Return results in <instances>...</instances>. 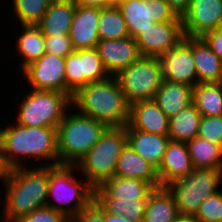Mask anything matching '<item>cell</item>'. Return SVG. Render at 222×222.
<instances>
[{
    "label": "cell",
    "instance_id": "6da1fadb",
    "mask_svg": "<svg viewBox=\"0 0 222 222\" xmlns=\"http://www.w3.org/2000/svg\"><path fill=\"white\" fill-rule=\"evenodd\" d=\"M5 123L7 126L4 125ZM5 123L0 124V167L2 171L26 167V165H30V161H33L32 165L35 164L33 166L59 165L57 128L30 127L19 125L14 121ZM34 159L35 162H40V165L34 163Z\"/></svg>",
    "mask_w": 222,
    "mask_h": 222
},
{
    "label": "cell",
    "instance_id": "7a4b0ae2",
    "mask_svg": "<svg viewBox=\"0 0 222 222\" xmlns=\"http://www.w3.org/2000/svg\"><path fill=\"white\" fill-rule=\"evenodd\" d=\"M0 182L5 190L0 222H16L47 206L49 166L30 165L3 171Z\"/></svg>",
    "mask_w": 222,
    "mask_h": 222
},
{
    "label": "cell",
    "instance_id": "3957f363",
    "mask_svg": "<svg viewBox=\"0 0 222 222\" xmlns=\"http://www.w3.org/2000/svg\"><path fill=\"white\" fill-rule=\"evenodd\" d=\"M71 103L77 112L107 127H125L129 122L130 104L115 76L88 83L72 96Z\"/></svg>",
    "mask_w": 222,
    "mask_h": 222
},
{
    "label": "cell",
    "instance_id": "277c9868",
    "mask_svg": "<svg viewBox=\"0 0 222 222\" xmlns=\"http://www.w3.org/2000/svg\"><path fill=\"white\" fill-rule=\"evenodd\" d=\"M154 189L146 181L112 176L94 188V199L106 213L143 222L147 199Z\"/></svg>",
    "mask_w": 222,
    "mask_h": 222
},
{
    "label": "cell",
    "instance_id": "5b68a950",
    "mask_svg": "<svg viewBox=\"0 0 222 222\" xmlns=\"http://www.w3.org/2000/svg\"><path fill=\"white\" fill-rule=\"evenodd\" d=\"M106 128L104 123L71 107L57 127L59 165H77L99 141Z\"/></svg>",
    "mask_w": 222,
    "mask_h": 222
},
{
    "label": "cell",
    "instance_id": "8992f818",
    "mask_svg": "<svg viewBox=\"0 0 222 222\" xmlns=\"http://www.w3.org/2000/svg\"><path fill=\"white\" fill-rule=\"evenodd\" d=\"M79 175L76 165L49 166L47 206L69 219L94 198V188Z\"/></svg>",
    "mask_w": 222,
    "mask_h": 222
},
{
    "label": "cell",
    "instance_id": "52a82bcc",
    "mask_svg": "<svg viewBox=\"0 0 222 222\" xmlns=\"http://www.w3.org/2000/svg\"><path fill=\"white\" fill-rule=\"evenodd\" d=\"M25 91L27 94L21 95L16 104L17 116L12 120L19 125L57 128L72 107L71 97L66 93L29 88Z\"/></svg>",
    "mask_w": 222,
    "mask_h": 222
},
{
    "label": "cell",
    "instance_id": "ba28073f",
    "mask_svg": "<svg viewBox=\"0 0 222 222\" xmlns=\"http://www.w3.org/2000/svg\"><path fill=\"white\" fill-rule=\"evenodd\" d=\"M127 144L125 127H107L99 141L77 163L79 173L93 187L114 176L117 161Z\"/></svg>",
    "mask_w": 222,
    "mask_h": 222
},
{
    "label": "cell",
    "instance_id": "9c48e42d",
    "mask_svg": "<svg viewBox=\"0 0 222 222\" xmlns=\"http://www.w3.org/2000/svg\"><path fill=\"white\" fill-rule=\"evenodd\" d=\"M221 184L222 170L193 168L186 177L165 187L172 194L179 214L195 216L202 201L219 192Z\"/></svg>",
    "mask_w": 222,
    "mask_h": 222
},
{
    "label": "cell",
    "instance_id": "30bf717a",
    "mask_svg": "<svg viewBox=\"0 0 222 222\" xmlns=\"http://www.w3.org/2000/svg\"><path fill=\"white\" fill-rule=\"evenodd\" d=\"M115 78L130 105L151 100L163 81L161 63L156 57L141 56Z\"/></svg>",
    "mask_w": 222,
    "mask_h": 222
},
{
    "label": "cell",
    "instance_id": "8fae6325",
    "mask_svg": "<svg viewBox=\"0 0 222 222\" xmlns=\"http://www.w3.org/2000/svg\"><path fill=\"white\" fill-rule=\"evenodd\" d=\"M116 5L132 38L155 22L182 21L166 0H119Z\"/></svg>",
    "mask_w": 222,
    "mask_h": 222
},
{
    "label": "cell",
    "instance_id": "7c38bea8",
    "mask_svg": "<svg viewBox=\"0 0 222 222\" xmlns=\"http://www.w3.org/2000/svg\"><path fill=\"white\" fill-rule=\"evenodd\" d=\"M108 77L96 48L74 51L65 58L66 94L71 98L88 83Z\"/></svg>",
    "mask_w": 222,
    "mask_h": 222
},
{
    "label": "cell",
    "instance_id": "4fadbf2b",
    "mask_svg": "<svg viewBox=\"0 0 222 222\" xmlns=\"http://www.w3.org/2000/svg\"><path fill=\"white\" fill-rule=\"evenodd\" d=\"M21 76L34 90L66 93L65 58L45 53L21 71Z\"/></svg>",
    "mask_w": 222,
    "mask_h": 222
},
{
    "label": "cell",
    "instance_id": "5bb4252c",
    "mask_svg": "<svg viewBox=\"0 0 222 222\" xmlns=\"http://www.w3.org/2000/svg\"><path fill=\"white\" fill-rule=\"evenodd\" d=\"M185 38L182 21L155 22L134 39L143 57L159 58Z\"/></svg>",
    "mask_w": 222,
    "mask_h": 222
},
{
    "label": "cell",
    "instance_id": "9a60e30c",
    "mask_svg": "<svg viewBox=\"0 0 222 222\" xmlns=\"http://www.w3.org/2000/svg\"><path fill=\"white\" fill-rule=\"evenodd\" d=\"M158 59L162 67L163 80L192 88L198 83L193 56V38L185 36L177 46Z\"/></svg>",
    "mask_w": 222,
    "mask_h": 222
},
{
    "label": "cell",
    "instance_id": "2e32d148",
    "mask_svg": "<svg viewBox=\"0 0 222 222\" xmlns=\"http://www.w3.org/2000/svg\"><path fill=\"white\" fill-rule=\"evenodd\" d=\"M181 19L186 37L202 38L222 26V0H192Z\"/></svg>",
    "mask_w": 222,
    "mask_h": 222
},
{
    "label": "cell",
    "instance_id": "e0dca14e",
    "mask_svg": "<svg viewBox=\"0 0 222 222\" xmlns=\"http://www.w3.org/2000/svg\"><path fill=\"white\" fill-rule=\"evenodd\" d=\"M96 49L109 76H116L141 57L135 39L130 36L99 40Z\"/></svg>",
    "mask_w": 222,
    "mask_h": 222
},
{
    "label": "cell",
    "instance_id": "ac0fdd59",
    "mask_svg": "<svg viewBox=\"0 0 222 222\" xmlns=\"http://www.w3.org/2000/svg\"><path fill=\"white\" fill-rule=\"evenodd\" d=\"M101 8L76 4L70 39L75 51L96 48L99 42L98 24Z\"/></svg>",
    "mask_w": 222,
    "mask_h": 222
},
{
    "label": "cell",
    "instance_id": "d6986e66",
    "mask_svg": "<svg viewBox=\"0 0 222 222\" xmlns=\"http://www.w3.org/2000/svg\"><path fill=\"white\" fill-rule=\"evenodd\" d=\"M193 171L186 142L169 139L162 162L157 169L160 187L186 177Z\"/></svg>",
    "mask_w": 222,
    "mask_h": 222
},
{
    "label": "cell",
    "instance_id": "ffe728a7",
    "mask_svg": "<svg viewBox=\"0 0 222 222\" xmlns=\"http://www.w3.org/2000/svg\"><path fill=\"white\" fill-rule=\"evenodd\" d=\"M128 125L143 132L168 136L169 118L153 99L144 100L130 105Z\"/></svg>",
    "mask_w": 222,
    "mask_h": 222
},
{
    "label": "cell",
    "instance_id": "44dd1931",
    "mask_svg": "<svg viewBox=\"0 0 222 222\" xmlns=\"http://www.w3.org/2000/svg\"><path fill=\"white\" fill-rule=\"evenodd\" d=\"M127 144L156 169L159 168L166 151L169 136L151 134L125 126Z\"/></svg>",
    "mask_w": 222,
    "mask_h": 222
},
{
    "label": "cell",
    "instance_id": "7402d4cb",
    "mask_svg": "<svg viewBox=\"0 0 222 222\" xmlns=\"http://www.w3.org/2000/svg\"><path fill=\"white\" fill-rule=\"evenodd\" d=\"M114 176L138 179L149 182L154 188L160 187L157 169L128 144L121 151Z\"/></svg>",
    "mask_w": 222,
    "mask_h": 222
},
{
    "label": "cell",
    "instance_id": "603a6c76",
    "mask_svg": "<svg viewBox=\"0 0 222 222\" xmlns=\"http://www.w3.org/2000/svg\"><path fill=\"white\" fill-rule=\"evenodd\" d=\"M75 8L74 0H54L36 26L44 36L69 34Z\"/></svg>",
    "mask_w": 222,
    "mask_h": 222
},
{
    "label": "cell",
    "instance_id": "cb8c5ba5",
    "mask_svg": "<svg viewBox=\"0 0 222 222\" xmlns=\"http://www.w3.org/2000/svg\"><path fill=\"white\" fill-rule=\"evenodd\" d=\"M153 100L170 119L193 103V88L184 84L163 80Z\"/></svg>",
    "mask_w": 222,
    "mask_h": 222
},
{
    "label": "cell",
    "instance_id": "d4e9b609",
    "mask_svg": "<svg viewBox=\"0 0 222 222\" xmlns=\"http://www.w3.org/2000/svg\"><path fill=\"white\" fill-rule=\"evenodd\" d=\"M22 32L16 36L14 42L16 54L19 57V71L30 63L40 59L45 53L44 35L36 25H20Z\"/></svg>",
    "mask_w": 222,
    "mask_h": 222
},
{
    "label": "cell",
    "instance_id": "484cf974",
    "mask_svg": "<svg viewBox=\"0 0 222 222\" xmlns=\"http://www.w3.org/2000/svg\"><path fill=\"white\" fill-rule=\"evenodd\" d=\"M193 56L198 83L222 82V60L202 38H193Z\"/></svg>",
    "mask_w": 222,
    "mask_h": 222
},
{
    "label": "cell",
    "instance_id": "4316f807",
    "mask_svg": "<svg viewBox=\"0 0 222 222\" xmlns=\"http://www.w3.org/2000/svg\"><path fill=\"white\" fill-rule=\"evenodd\" d=\"M178 215L172 194L166 187H158L147 199L143 222H174Z\"/></svg>",
    "mask_w": 222,
    "mask_h": 222
},
{
    "label": "cell",
    "instance_id": "83f0119b",
    "mask_svg": "<svg viewBox=\"0 0 222 222\" xmlns=\"http://www.w3.org/2000/svg\"><path fill=\"white\" fill-rule=\"evenodd\" d=\"M186 144L193 168L222 170V146L199 136Z\"/></svg>",
    "mask_w": 222,
    "mask_h": 222
},
{
    "label": "cell",
    "instance_id": "f1b7e54d",
    "mask_svg": "<svg viewBox=\"0 0 222 222\" xmlns=\"http://www.w3.org/2000/svg\"><path fill=\"white\" fill-rule=\"evenodd\" d=\"M193 104L202 117L222 116V82L197 83Z\"/></svg>",
    "mask_w": 222,
    "mask_h": 222
},
{
    "label": "cell",
    "instance_id": "f546056e",
    "mask_svg": "<svg viewBox=\"0 0 222 222\" xmlns=\"http://www.w3.org/2000/svg\"><path fill=\"white\" fill-rule=\"evenodd\" d=\"M202 115L194 104L169 119L168 136L171 140L187 142L198 135Z\"/></svg>",
    "mask_w": 222,
    "mask_h": 222
},
{
    "label": "cell",
    "instance_id": "4dcf8cb0",
    "mask_svg": "<svg viewBox=\"0 0 222 222\" xmlns=\"http://www.w3.org/2000/svg\"><path fill=\"white\" fill-rule=\"evenodd\" d=\"M98 35L99 40H114L130 36L123 14L116 4L101 8Z\"/></svg>",
    "mask_w": 222,
    "mask_h": 222
},
{
    "label": "cell",
    "instance_id": "1f68e13d",
    "mask_svg": "<svg viewBox=\"0 0 222 222\" xmlns=\"http://www.w3.org/2000/svg\"><path fill=\"white\" fill-rule=\"evenodd\" d=\"M54 0H10L13 17L19 25H37ZM11 2V3H10Z\"/></svg>",
    "mask_w": 222,
    "mask_h": 222
},
{
    "label": "cell",
    "instance_id": "d6a6232c",
    "mask_svg": "<svg viewBox=\"0 0 222 222\" xmlns=\"http://www.w3.org/2000/svg\"><path fill=\"white\" fill-rule=\"evenodd\" d=\"M195 217L199 222H222V189L202 201Z\"/></svg>",
    "mask_w": 222,
    "mask_h": 222
},
{
    "label": "cell",
    "instance_id": "836d02e7",
    "mask_svg": "<svg viewBox=\"0 0 222 222\" xmlns=\"http://www.w3.org/2000/svg\"><path fill=\"white\" fill-rule=\"evenodd\" d=\"M197 136L222 146V116H203Z\"/></svg>",
    "mask_w": 222,
    "mask_h": 222
},
{
    "label": "cell",
    "instance_id": "e575fe53",
    "mask_svg": "<svg viewBox=\"0 0 222 222\" xmlns=\"http://www.w3.org/2000/svg\"><path fill=\"white\" fill-rule=\"evenodd\" d=\"M44 45L46 53L66 58L74 52V46L69 34L60 36H44Z\"/></svg>",
    "mask_w": 222,
    "mask_h": 222
},
{
    "label": "cell",
    "instance_id": "d590c367",
    "mask_svg": "<svg viewBox=\"0 0 222 222\" xmlns=\"http://www.w3.org/2000/svg\"><path fill=\"white\" fill-rule=\"evenodd\" d=\"M16 222H70V219L62 212L46 206L34 210Z\"/></svg>",
    "mask_w": 222,
    "mask_h": 222
},
{
    "label": "cell",
    "instance_id": "8d00e7d4",
    "mask_svg": "<svg viewBox=\"0 0 222 222\" xmlns=\"http://www.w3.org/2000/svg\"><path fill=\"white\" fill-rule=\"evenodd\" d=\"M70 222H104V210L93 198Z\"/></svg>",
    "mask_w": 222,
    "mask_h": 222
},
{
    "label": "cell",
    "instance_id": "74e56055",
    "mask_svg": "<svg viewBox=\"0 0 222 222\" xmlns=\"http://www.w3.org/2000/svg\"><path fill=\"white\" fill-rule=\"evenodd\" d=\"M202 39L210 49L222 60V27L205 34Z\"/></svg>",
    "mask_w": 222,
    "mask_h": 222
},
{
    "label": "cell",
    "instance_id": "f35d334b",
    "mask_svg": "<svg viewBox=\"0 0 222 222\" xmlns=\"http://www.w3.org/2000/svg\"><path fill=\"white\" fill-rule=\"evenodd\" d=\"M176 15L182 18L190 7L192 0H166Z\"/></svg>",
    "mask_w": 222,
    "mask_h": 222
},
{
    "label": "cell",
    "instance_id": "ab89813d",
    "mask_svg": "<svg viewBox=\"0 0 222 222\" xmlns=\"http://www.w3.org/2000/svg\"><path fill=\"white\" fill-rule=\"evenodd\" d=\"M78 5L91 6V7H108L114 5V0H74Z\"/></svg>",
    "mask_w": 222,
    "mask_h": 222
},
{
    "label": "cell",
    "instance_id": "60d3db41",
    "mask_svg": "<svg viewBox=\"0 0 222 222\" xmlns=\"http://www.w3.org/2000/svg\"><path fill=\"white\" fill-rule=\"evenodd\" d=\"M104 222H130L122 215H112L104 211Z\"/></svg>",
    "mask_w": 222,
    "mask_h": 222
},
{
    "label": "cell",
    "instance_id": "b9f144b4",
    "mask_svg": "<svg viewBox=\"0 0 222 222\" xmlns=\"http://www.w3.org/2000/svg\"><path fill=\"white\" fill-rule=\"evenodd\" d=\"M174 222H199V220L194 215L179 214Z\"/></svg>",
    "mask_w": 222,
    "mask_h": 222
},
{
    "label": "cell",
    "instance_id": "7bdbcfd3",
    "mask_svg": "<svg viewBox=\"0 0 222 222\" xmlns=\"http://www.w3.org/2000/svg\"><path fill=\"white\" fill-rule=\"evenodd\" d=\"M2 169H1V167H0V181H1V176H2Z\"/></svg>",
    "mask_w": 222,
    "mask_h": 222
}]
</instances>
